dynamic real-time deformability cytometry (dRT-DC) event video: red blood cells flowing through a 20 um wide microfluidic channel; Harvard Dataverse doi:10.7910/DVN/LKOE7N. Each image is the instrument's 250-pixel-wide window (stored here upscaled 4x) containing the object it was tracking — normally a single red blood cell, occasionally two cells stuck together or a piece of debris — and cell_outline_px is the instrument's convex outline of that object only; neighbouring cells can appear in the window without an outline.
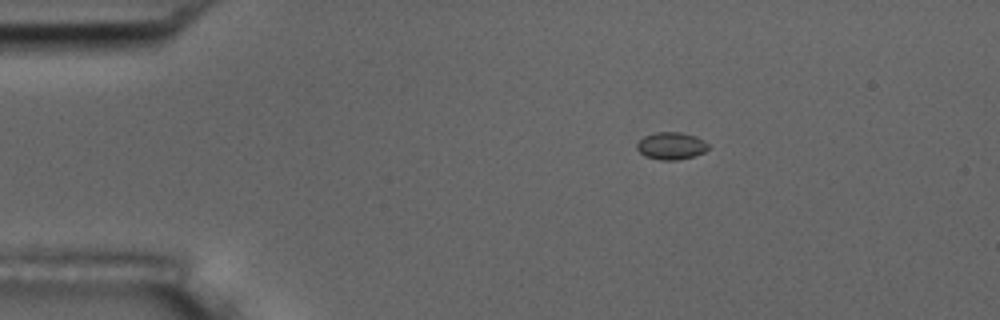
{"species": "common noctule bat (a hibernating species)", "species_latin": "Nyctalus noctula", "temperature_condition": "room temperature", "stored_images_in_passage": 47, "camera_frame_rate_fps": 3000, "um_per_image_px": 0.085, "animal": {"sex": "male", "body_mass_g": 17.5, "forearm_length_mm": 52.3}, "frame": {"image": 1, "passage_image": 1, "time_ms": 0.0, "image_size_px": [1000, 320], "cell_outline_px": [[708, 148], [704, 152], [696, 156], [676, 160], [660, 160], [644, 156], [636, 148], [636, 144], [644, 136], [656, 132], [680, 132], [696, 136], [704, 140], [708, 144]], "centroid_in_image_um": [57.05, 12.4], "position_along_channel_um": 27.9, "area_um2": 11.44}}
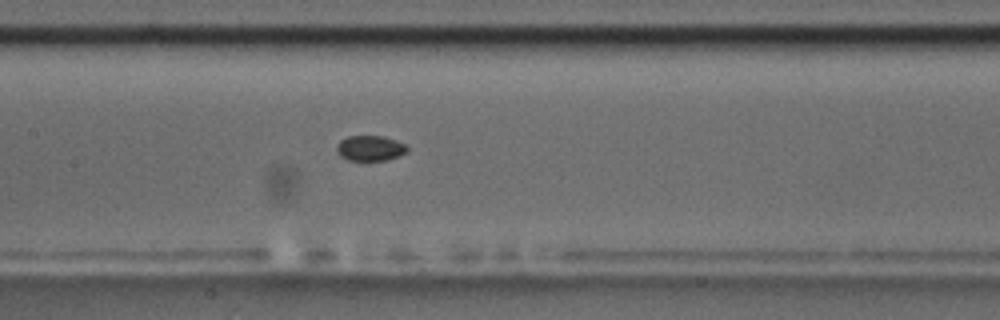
{"frame": {"image": 2, "passage_image": 18, "time_ms": 5.667, "image_size_px": [1000, 320], "cell_outline_px": [[408, 152], [400, 156], [388, 160], [348, 160], [340, 156], [336, 152], [336, 148], [340, 140], [348, 136], [384, 136], [396, 140], [404, 144], [408, 148]], "centroid_in_image_um": [31.47, 12.6], "position_along_channel_um": 175.9, "area_um2": 10.52}}
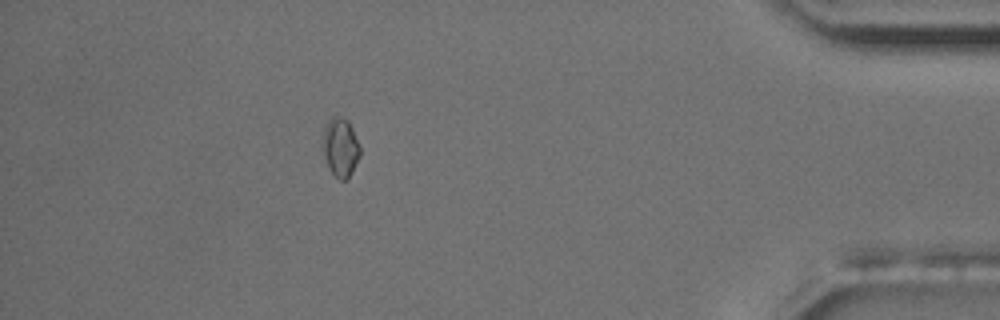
{"frame": {"image": 3, "passage_image": 41, "time_ms": 13.333, "image_size_px": [1000, 320], "cell_outline_px": [[360, 156], [352, 172], [344, 180], [340, 180], [328, 168], [324, 156], [324, 128], [328, 120], [332, 116], [340, 116], [348, 120], [360, 144]], "centroid_in_image_um": [28.96, 12.5], "position_along_channel_um": 406.2, "area_um2": 12.66}}